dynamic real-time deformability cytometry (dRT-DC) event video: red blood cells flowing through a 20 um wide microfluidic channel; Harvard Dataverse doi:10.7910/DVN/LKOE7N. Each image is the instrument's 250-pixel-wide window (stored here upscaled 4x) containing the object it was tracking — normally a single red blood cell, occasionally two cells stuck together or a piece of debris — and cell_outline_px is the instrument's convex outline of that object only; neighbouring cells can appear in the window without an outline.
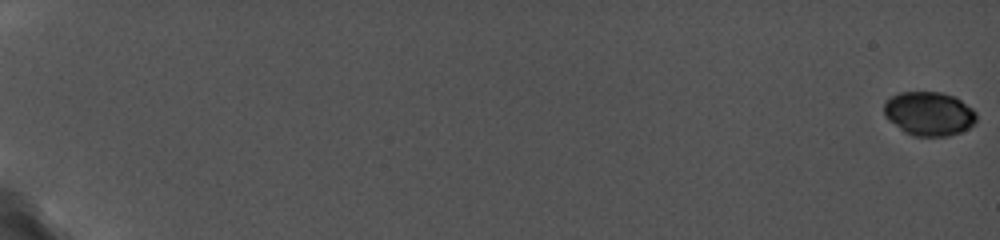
{"species": "common noctule bat (a hibernating species)", "species_latin": "Nyctalus noctula", "temperature_condition": "cold", "stored_images_in_passage": 75, "camera_frame_rate_fps": 5000, "um_per_image_px": 0.085, "animal": {"sex": "female", "body_mass_g": 19.0, "forearm_length_mm": 56.7}, "frame": {"image": 1, "passage_image": 1, "time_ms": 0.0, "image_size_px": [1000, 240], "cell_outline_px": [[976, 120], [968, 128], [960, 132], [948, 136], [916, 136], [904, 132], [888, 120], [884, 116], [884, 104], [892, 96], [900, 92], [940, 92], [956, 96], [972, 108], [976, 112]], "centroid_in_image_um": [78.97, 9.66], "position_along_channel_um": 6.0, "area_um2": 23.7}}
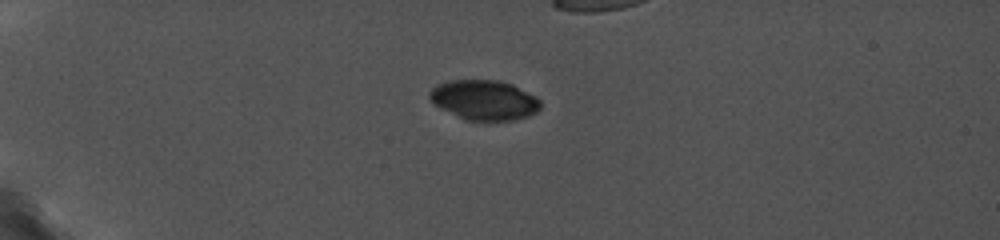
{"frame": {"image": 2, "passage_image": 24, "time_ms": 5.8, "image_size_px": [1000, 240], "cell_outline_px": [[540, 108], [536, 112], [528, 116], [512, 120], [464, 120], [432, 104], [428, 96], [428, 92], [436, 84], [448, 80], [500, 80], [512, 84], [536, 96], [540, 100]], "centroid_in_image_um": [41.12, 8.49], "position_along_channel_um": 43.9, "area_um2": 26.01}}
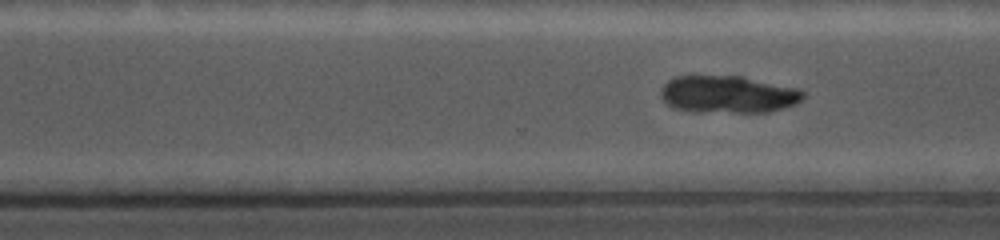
{"frame": {"image": 3, "passage_image": 65, "time_ms": 14.2, "image_size_px": [1000, 240], "cell_outline_px": [[804, 96], [796, 104], [768, 112], [692, 112], [676, 108], [668, 104], [660, 96], [660, 88], [668, 80], [676, 76], [740, 76], [796, 88], [804, 92]], "centroid_in_image_um": [61.84, 8.03], "position_along_channel_um": 308.8, "area_um2": 30.87}}